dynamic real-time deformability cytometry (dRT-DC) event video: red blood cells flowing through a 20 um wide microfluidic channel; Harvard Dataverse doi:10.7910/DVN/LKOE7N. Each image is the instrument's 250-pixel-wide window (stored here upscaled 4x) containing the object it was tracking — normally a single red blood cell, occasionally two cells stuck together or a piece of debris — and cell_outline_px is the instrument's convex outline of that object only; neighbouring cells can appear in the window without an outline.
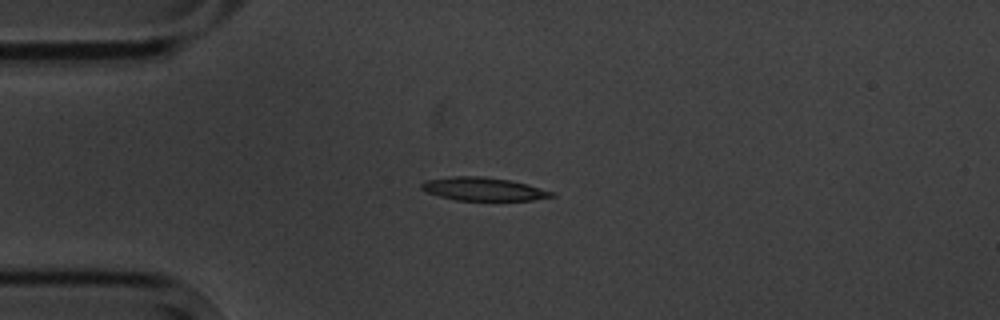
{"species": "common noctule bat (a hibernating species)", "species_latin": "Nyctalus noctula", "temperature_condition": "cold", "stored_images_in_passage": 9, "camera_frame_rate_fps": 3000, "um_per_image_px": 0.085, "animal": {"sex": "male", "body_mass_g": 20.1, "forearm_length_mm": 53.5}, "frame": {"image": 1, "passage_image": 2, "time_ms": 1.333, "image_size_px": [1000, 320], "cell_outline_px": [[556, 196], [532, 200], [456, 200], [424, 192], [420, 188], [420, 184], [424, 180], [452, 176], [480, 176], [508, 180], [528, 184], [552, 192]], "centroid_in_image_um": [41.02, 16.06], "position_along_channel_um": 44.0, "area_um2": 17.57}}
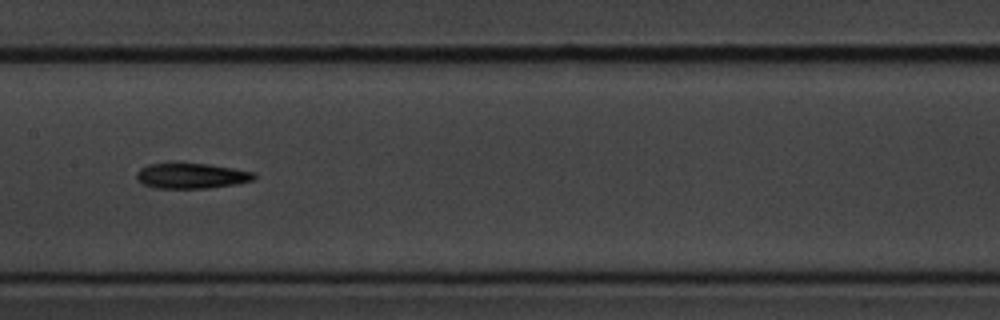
{"frame": {"image": 2, "passage_image": 6, "time_ms": 6.0, "image_size_px": [1000, 320], "cell_outline_px": [[256, 176], [252, 180], [236, 184], [208, 188], [152, 188], [136, 180], [136, 172], [140, 168], [148, 164], [208, 164], [256, 172]], "centroid_in_image_um": [16.25, 14.95], "position_along_channel_um": 191.1, "area_um2": 17.28}}
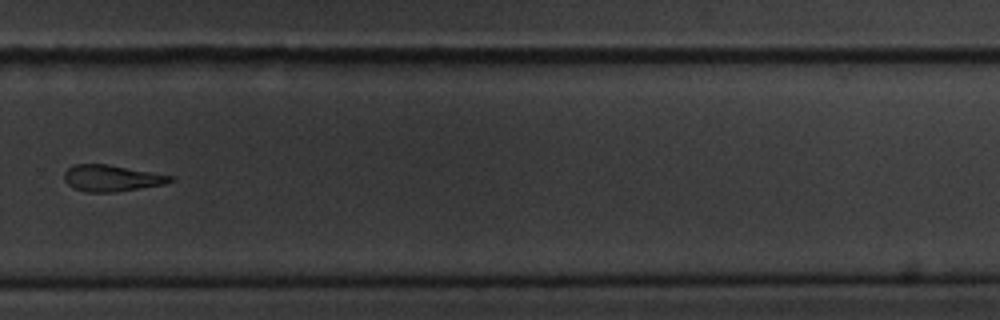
{"frame": {"image": 3, "passage_image": 9, "time_ms": 9.667, "image_size_px": [1000, 320], "cell_outline_px": [[172, 180], [164, 184], [116, 192], [88, 192], [76, 188], [68, 184], [64, 180], [64, 172], [72, 164], [108, 164], [172, 176]], "centroid_in_image_um": [9.44, 15.13], "position_along_channel_um": 320.4, "area_um2": 16.07}}